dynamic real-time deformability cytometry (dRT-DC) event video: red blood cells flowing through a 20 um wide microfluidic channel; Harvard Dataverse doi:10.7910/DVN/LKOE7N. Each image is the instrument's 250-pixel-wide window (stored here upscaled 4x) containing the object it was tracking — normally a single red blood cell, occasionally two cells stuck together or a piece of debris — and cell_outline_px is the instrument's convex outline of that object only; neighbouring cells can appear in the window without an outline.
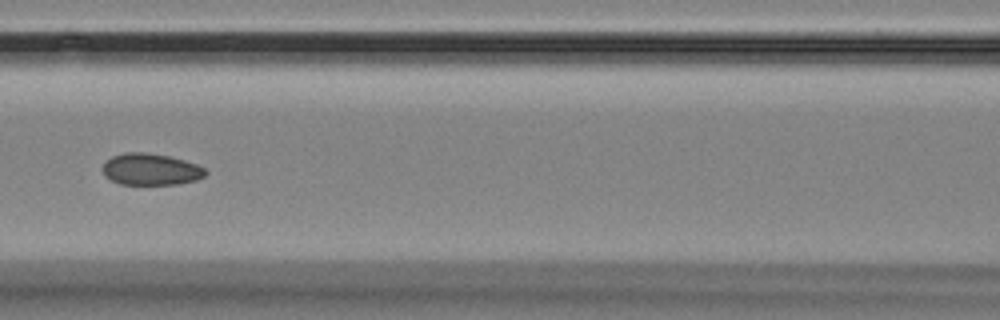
{"species": "Egyptian fruit bat (a non-hibernating species)", "species_latin": "Rousettus aegyptiacus", "temperature_condition": "room temperature", "stored_images_in_passage": 8, "camera_frame_rate_fps": 3000, "um_per_image_px": 0.085, "animal": {"sex": "female"}, "frame": {"image": 1, "passage_image": 5, "time_ms": 4.667, "image_size_px": [1000, 320], "cell_outline_px": [[208, 172], [204, 176], [196, 180], [176, 184], [120, 184], [104, 176], [104, 164], [112, 156], [124, 152], [144, 152], [168, 156], [184, 160], [196, 164], [204, 168]], "centroid_in_image_um": [12.83, 14.39], "position_along_channel_um": 153.8, "area_um2": 18.79}}
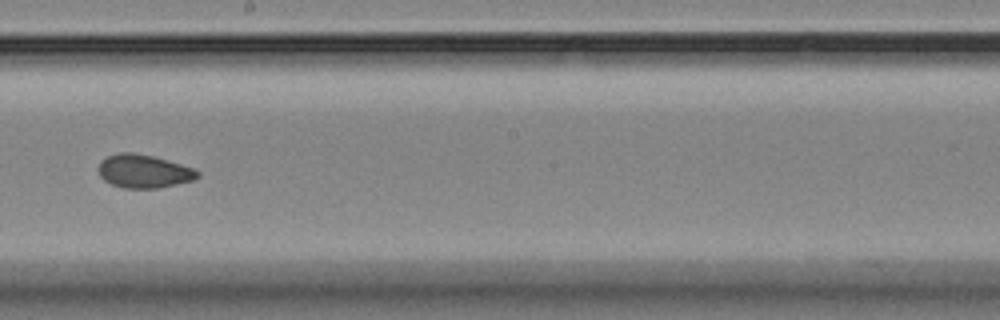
{"frame": {"image": 2, "passage_image": 7, "time_ms": 7.0, "image_size_px": [1000, 320], "cell_outline_px": [[200, 176], [192, 180], [160, 188], [124, 188], [112, 184], [104, 180], [100, 176], [96, 168], [100, 160], [108, 156], [120, 152], [132, 152], [152, 156], [168, 160], [196, 168], [200, 172]], "centroid_in_image_um": [12.21, 14.55], "position_along_channel_um": 236.0, "area_um2": 19.48}}
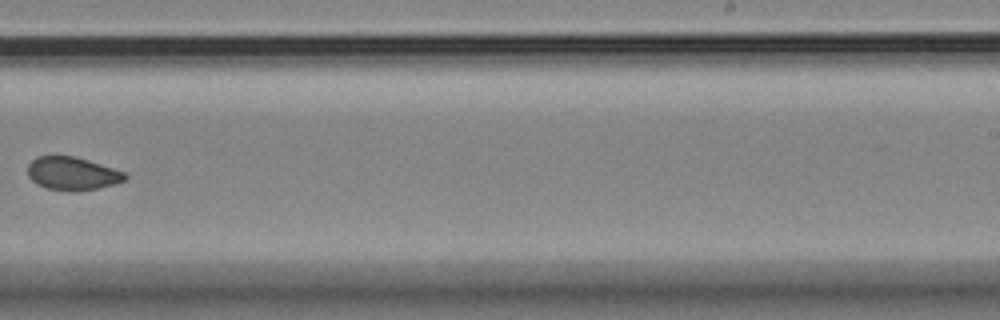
{"frame": {"image": 3, "passage_image": 8, "time_ms": 8.333, "image_size_px": [1000, 320], "cell_outline_px": [[128, 176], [124, 180], [116, 184], [100, 188], [76, 192], [68, 192], [48, 188], [36, 184], [28, 176], [28, 164], [36, 156], [72, 156], [88, 160], [124, 172]], "centroid_in_image_um": [6.14, 14.77], "position_along_channel_um": 282.9, "area_um2": 18.9}}